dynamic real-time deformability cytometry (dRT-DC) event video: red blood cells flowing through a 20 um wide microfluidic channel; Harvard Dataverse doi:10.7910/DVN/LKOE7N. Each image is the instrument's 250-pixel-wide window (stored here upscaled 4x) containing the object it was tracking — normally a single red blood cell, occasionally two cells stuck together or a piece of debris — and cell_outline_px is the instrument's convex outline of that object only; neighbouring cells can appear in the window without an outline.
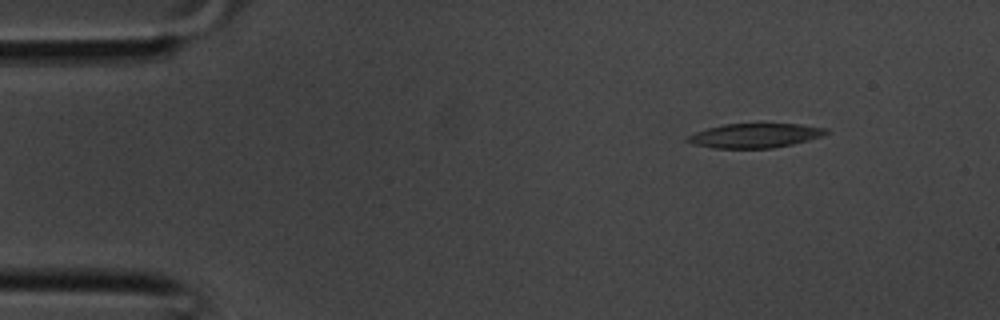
{"species": "common noctule bat (a hibernating species)", "species_latin": "Nyctalus noctula", "temperature_condition": "room temperature", "stored_images_in_passage": 33, "camera_frame_rate_fps": 3000, "um_per_image_px": 0.085, "animal": {"sex": "male", "body_mass_g": 20.1, "forearm_length_mm": 53.5}, "frame": {"image": 1, "passage_image": 1, "time_ms": 0.0, "image_size_px": [1000, 320], "cell_outline_px": [[828, 132], [824, 136], [792, 144], [772, 148], [712, 148], [692, 144], [684, 140], [688, 136], [696, 132], [708, 128], [724, 124], [800, 124], [828, 128]], "centroid_in_image_um": [64.18, 11.53], "position_along_channel_um": 20.8, "area_um2": 19.65}}
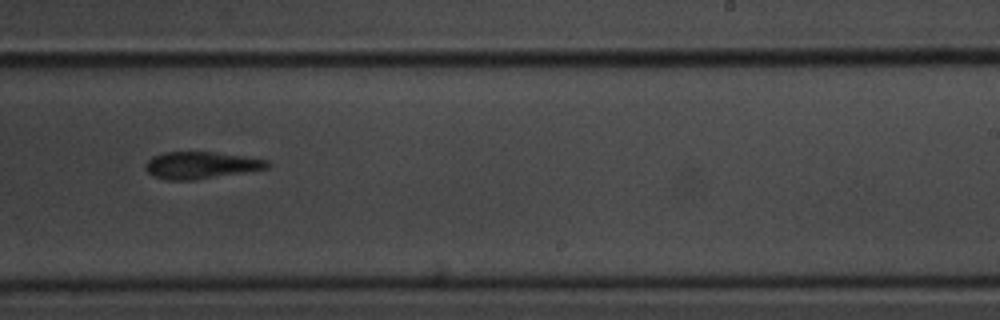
{"frame": {"image": 2, "passage_image": 19, "time_ms": 6.0, "image_size_px": [1000, 320], "cell_outline_px": [[272, 164], [268, 168], [244, 172], [192, 180], [164, 180], [152, 176], [144, 168], [144, 164], [152, 156], [164, 152], [216, 152], [248, 156], [268, 160]], "centroid_in_image_um": [17.07, 14.03], "position_along_channel_um": 271.9, "area_um2": 19.36}}
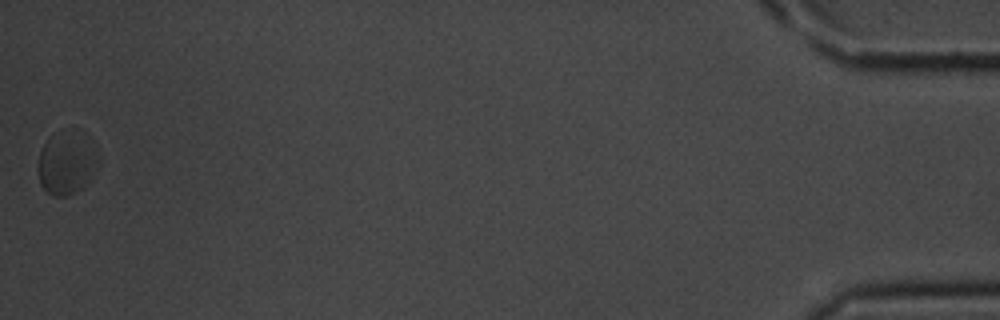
{"frame": {"image": 3, "passage_image": 33, "time_ms": 10.667, "image_size_px": [1000, 320], "cell_outline_px": [[100, 164], [84, 188], [68, 196], [56, 196], [48, 192], [40, 184], [36, 168], [40, 152], [44, 144], [52, 136], [96, 148], [100, 160]], "centroid_in_image_um": [5.61, 14.13], "position_along_channel_um": 429.6, "area_um2": 20.11}}